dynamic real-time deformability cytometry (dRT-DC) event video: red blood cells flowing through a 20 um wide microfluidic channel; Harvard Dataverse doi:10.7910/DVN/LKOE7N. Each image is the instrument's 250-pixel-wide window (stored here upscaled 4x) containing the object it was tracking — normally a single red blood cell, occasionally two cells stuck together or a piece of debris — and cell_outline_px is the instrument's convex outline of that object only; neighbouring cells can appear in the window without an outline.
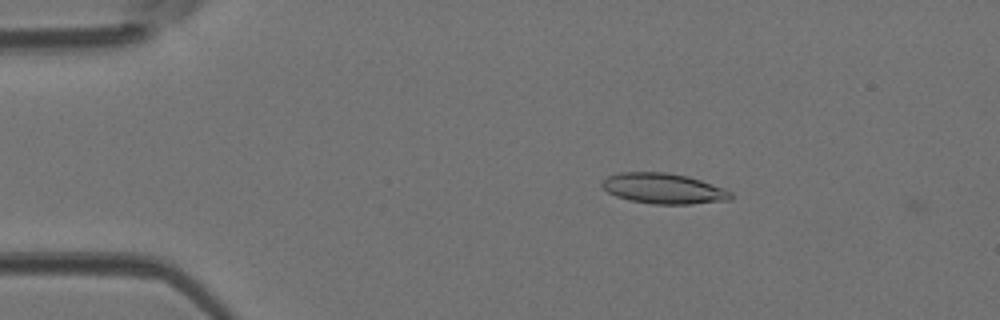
{"species": "Egyptian fruit bat (a non-hibernating species)", "species_latin": "Rousettus aegyptiacus", "temperature_condition": "room temperature", "stored_images_in_passage": 4, "camera_frame_rate_fps": 3000, "um_per_image_px": 0.085, "animal": {"sex": "female"}, "frame": {"image": 1, "passage_image": 3, "time_ms": 0.667, "image_size_px": [1000, 320], "cell_outline_px": [[732, 200], [692, 204], [652, 204], [628, 200], [616, 196], [608, 192], [600, 184], [600, 180], [608, 176], [620, 172], [668, 172], [688, 176], [724, 188], [732, 192]], "centroid_in_image_um": [56.39, 16.02], "position_along_channel_um": 28.6, "area_um2": 23.12}}